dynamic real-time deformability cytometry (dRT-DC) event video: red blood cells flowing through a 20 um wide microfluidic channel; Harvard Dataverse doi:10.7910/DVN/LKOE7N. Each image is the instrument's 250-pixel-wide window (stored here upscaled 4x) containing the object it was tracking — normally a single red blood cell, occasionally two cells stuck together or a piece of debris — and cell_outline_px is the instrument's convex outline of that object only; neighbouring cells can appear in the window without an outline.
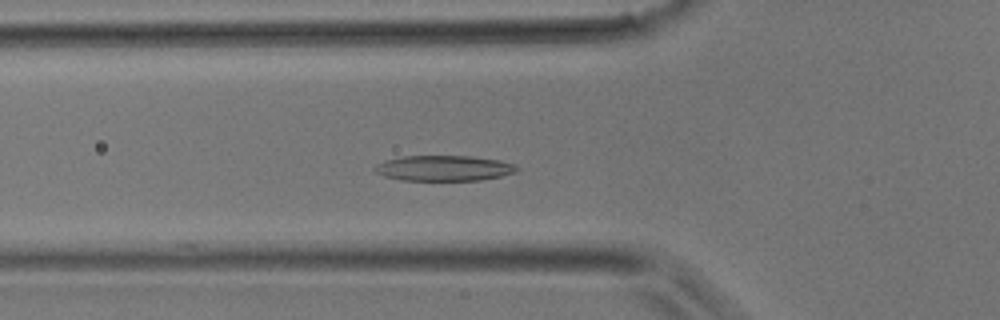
{"species": "common noctule bat (a hibernating species)", "species_latin": "Nyctalus noctula", "temperature_condition": "room temperature", "stored_images_in_passage": 33, "camera_frame_rate_fps": 3000, "um_per_image_px": 0.085, "animal": {"sex": "male", "body_mass_g": 17.9}, "frame": {"image": 1, "passage_image": 6, "time_ms": 1.667, "image_size_px": [1000, 320], "cell_outline_px": [[520, 168], [516, 172], [500, 176], [480, 180], [400, 180], [384, 176], [376, 172], [372, 168], [384, 160], [404, 156], [472, 156], [500, 160], [516, 164]], "centroid_in_image_um": [37.75, 14.29], "position_along_channel_um": 88.1, "area_um2": 21.15}}
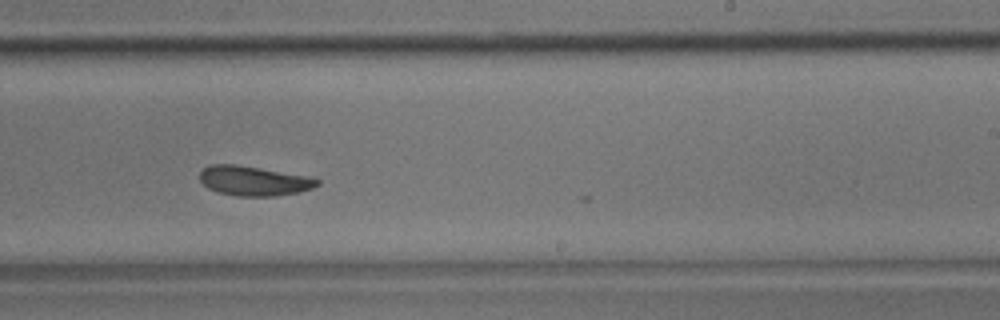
{"frame": {"image": 2, "passage_image": 17, "time_ms": 5.333, "image_size_px": [1000, 320], "cell_outline_px": [[320, 184], [312, 188], [300, 192], [276, 196], [236, 196], [220, 192], [208, 188], [200, 180], [200, 172], [204, 168], [212, 164], [236, 164], [260, 168], [304, 176], [320, 180]], "centroid_in_image_um": [21.56, 15.38], "position_along_channel_um": 267.4, "area_um2": 20.06}}
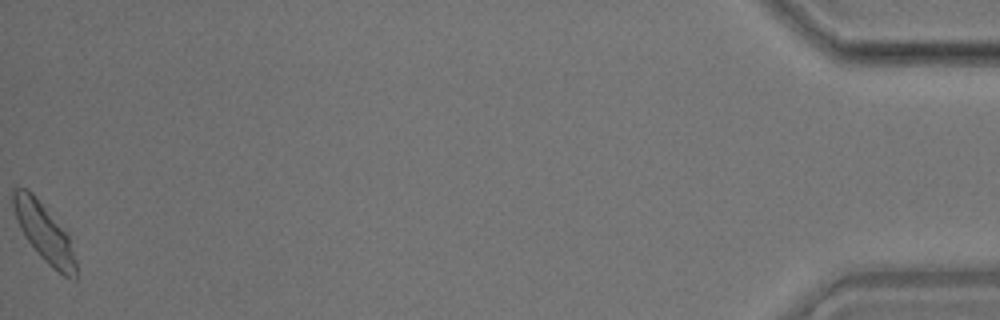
{"frame": {"image": 3, "passage_image": 33, "time_ms": 10.667, "image_size_px": [1000, 320], "cell_outline_px": [[76, 280], [64, 276], [52, 268], [40, 256], [28, 240], [20, 228], [16, 220], [12, 204], [12, 192], [16, 188], [24, 188], [32, 192], [36, 196], [68, 236], [76, 260]], "centroid_in_image_um": [3.74, 19.77], "position_along_channel_um": 431.5, "area_um2": 20.81}}